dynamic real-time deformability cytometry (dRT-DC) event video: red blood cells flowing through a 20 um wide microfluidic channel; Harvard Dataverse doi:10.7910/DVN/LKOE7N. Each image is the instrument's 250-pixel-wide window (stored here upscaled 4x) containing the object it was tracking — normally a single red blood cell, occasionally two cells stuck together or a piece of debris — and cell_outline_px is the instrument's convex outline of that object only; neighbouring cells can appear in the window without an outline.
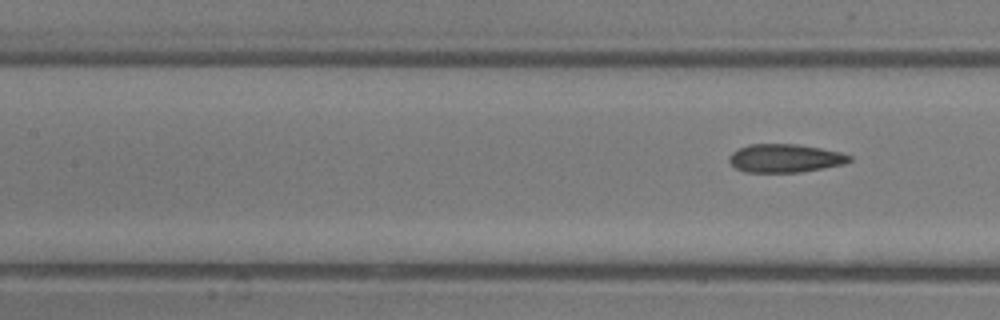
{"species": "common noctule bat (a hibernating species)", "species_latin": "Nyctalus noctula", "temperature_condition": "room temperature", "stored_images_in_passage": 7, "segment_of_instrument_passage": [2, 2], "camera_frame_rate_fps": 3000, "um_per_image_px": 0.085, "animal": {"sex": "male", "body_mass_g": 13.3}, "frame": {"image": 1, "passage_image": 7, "time_ms": 7.0, "image_size_px": [1000, 320], "cell_outline_px": [[852, 160], [844, 164], [824, 168], [800, 172], [744, 172], [736, 168], [728, 160], [728, 156], [732, 152], [748, 144], [796, 144], [820, 148], [840, 152], [852, 156]], "centroid_in_image_um": [66.73, 13.45], "position_along_channel_um": 140.7, "area_um2": 19.88}}